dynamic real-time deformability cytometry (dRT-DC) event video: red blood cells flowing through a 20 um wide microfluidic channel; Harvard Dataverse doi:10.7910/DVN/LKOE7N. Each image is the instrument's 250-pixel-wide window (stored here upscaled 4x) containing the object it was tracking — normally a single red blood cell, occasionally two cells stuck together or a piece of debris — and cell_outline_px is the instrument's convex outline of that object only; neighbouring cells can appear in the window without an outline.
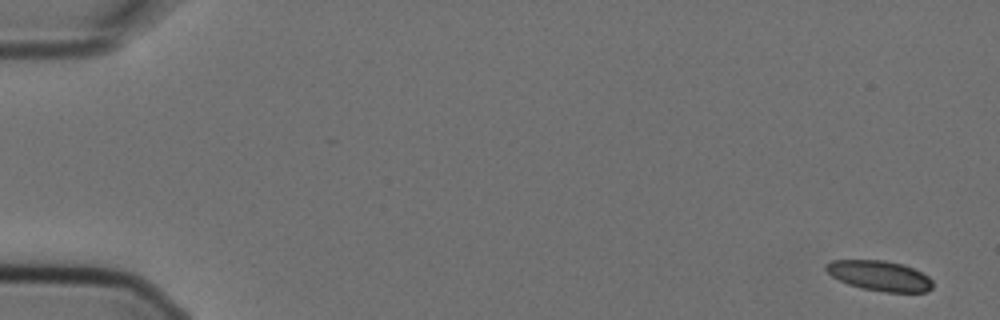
{"species": "Egyptian fruit bat (a non-hibernating species)", "species_latin": "Rousettus aegyptiacus", "temperature_condition": "cold", "stored_images_in_passage": 5, "camera_frame_rate_fps": 3000, "um_per_image_px": 0.085, "animal": {"sex": "female"}, "frame": {"image": 1, "passage_image": 1, "time_ms": 0.0, "image_size_px": [1000, 320], "cell_outline_px": [[932, 288], [928, 292], [884, 292], [860, 288], [848, 284], [832, 276], [824, 268], [824, 264], [832, 260], [884, 260], [904, 264], [928, 276], [932, 280]], "centroid_in_image_um": [74.76, 23.44], "position_along_channel_um": 10.2, "area_um2": 18.84}}
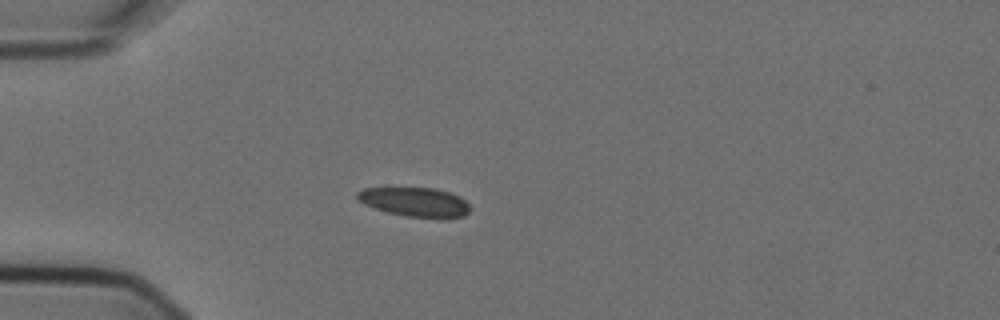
{"frame": {"image": 2, "passage_image": 5, "time_ms": 1.333, "image_size_px": [1000, 320], "cell_outline_px": [[468, 212], [464, 216], [448, 220], [440, 220], [404, 216], [388, 212], [364, 204], [356, 196], [356, 192], [364, 188], [432, 188], [448, 192], [460, 196], [468, 204]], "centroid_in_image_um": [35.32, 17.21], "position_along_channel_um": 49.7, "area_um2": 19.48}}